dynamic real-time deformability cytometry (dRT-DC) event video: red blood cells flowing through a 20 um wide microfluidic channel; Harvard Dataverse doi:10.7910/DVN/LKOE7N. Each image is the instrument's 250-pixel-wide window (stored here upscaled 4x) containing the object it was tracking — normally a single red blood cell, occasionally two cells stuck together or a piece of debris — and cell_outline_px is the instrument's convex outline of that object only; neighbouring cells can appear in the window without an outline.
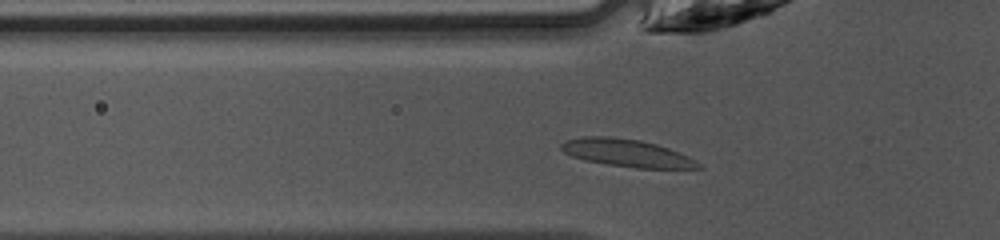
{"species": "common noctule bat (a hibernating species)", "species_latin": "Nyctalus noctula", "temperature_condition": "warm", "stored_images_in_passage": 34, "camera_frame_rate_fps": 3000, "um_per_image_px": 0.085, "animal": {"sex": "female", "body_mass_g": 10.0, "forearm_length_mm": 53.1}, "frame": {"image": 1, "passage_image": 3, "time_ms": 0.667, "image_size_px": [1000, 240], "cell_outline_px": [[704, 168], [636, 168], [608, 164], [584, 160], [572, 156], [564, 152], [560, 148], [560, 144], [568, 140], [584, 136], [612, 136], [640, 140], [656, 144], [668, 148], [688, 156], [696, 160]], "centroid_in_image_um": [53.27, 13.0], "position_along_channel_um": 72.5, "area_um2": 21.91}}
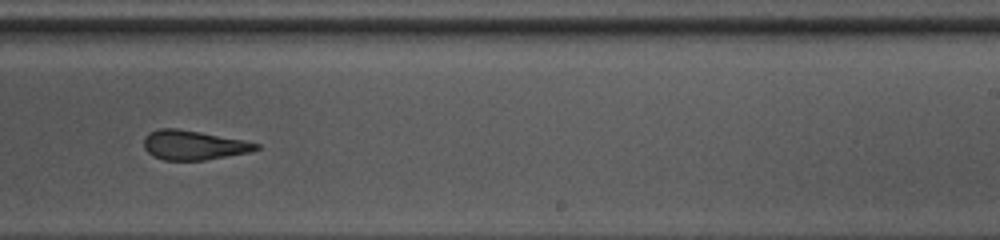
{"frame": {"image": 2, "passage_image": 17, "time_ms": 5.333, "image_size_px": [1000, 240], "cell_outline_px": [[260, 148], [248, 152], [204, 160], [164, 160], [152, 156], [144, 148], [144, 136], [148, 132], [160, 128], [176, 128], [200, 132], [244, 140], [260, 144]], "centroid_in_image_um": [16.41, 12.33], "position_along_channel_um": 272.6, "area_um2": 19.19}}
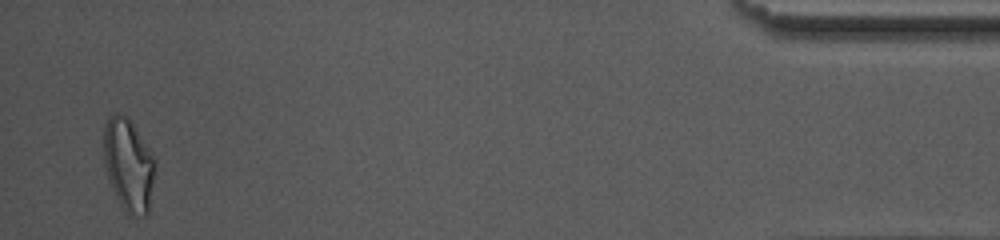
{"frame": {"image": 3, "passage_image": 33, "time_ms": 10.667, "image_size_px": [1000, 240], "cell_outline_px": [[156, 168], [148, 212], [144, 216], [128, 216], [120, 204], [112, 188], [104, 164], [104, 128], [108, 116], [116, 112], [120, 112], [128, 116], [152, 156], [156, 164]], "centroid_in_image_um": [10.92, 14.02], "position_along_channel_um": 424.3, "area_um2": 27.63}, "authors_computed_cell_mechanics": {"area_um2": 20.2589, "velocity_mm_per_s": 4.2713, "shape_relaxation_time_tau1_ms": 6.1827, "shape_relaxation_time_tau2_ms": 2.3798, "deformation_change_tau1": 0.2141, "deformation_change_tau2": 0.1354}}